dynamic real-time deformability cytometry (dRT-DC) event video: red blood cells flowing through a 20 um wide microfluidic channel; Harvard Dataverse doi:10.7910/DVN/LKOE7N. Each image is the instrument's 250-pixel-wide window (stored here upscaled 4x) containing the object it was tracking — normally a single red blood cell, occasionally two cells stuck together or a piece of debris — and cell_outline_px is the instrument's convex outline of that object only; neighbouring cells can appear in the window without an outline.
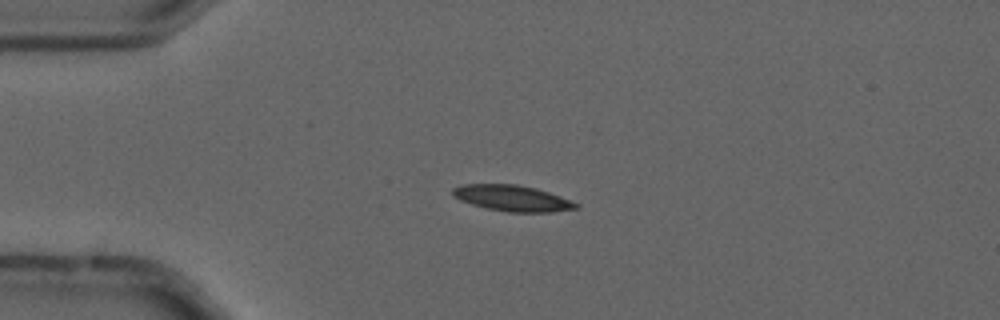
{"species": "common noctule bat (a hibernating species)", "species_latin": "Nyctalus noctula", "temperature_condition": "cold", "stored_images_in_passage": 4, "camera_frame_rate_fps": 3000, "um_per_image_px": 0.085, "animal": {"sex": "male", "forearm_length_mm": 52.5}, "frame": {"image": 1, "passage_image": 4, "time_ms": 1.0, "image_size_px": [1000, 320], "cell_outline_px": [[580, 208], [552, 212], [508, 212], [488, 208], [472, 204], [460, 200], [452, 196], [452, 188], [460, 184], [516, 184], [536, 188], [560, 196], [580, 204]], "centroid_in_image_um": [43.55, 16.84], "position_along_channel_um": 41.5, "area_um2": 18.73}}